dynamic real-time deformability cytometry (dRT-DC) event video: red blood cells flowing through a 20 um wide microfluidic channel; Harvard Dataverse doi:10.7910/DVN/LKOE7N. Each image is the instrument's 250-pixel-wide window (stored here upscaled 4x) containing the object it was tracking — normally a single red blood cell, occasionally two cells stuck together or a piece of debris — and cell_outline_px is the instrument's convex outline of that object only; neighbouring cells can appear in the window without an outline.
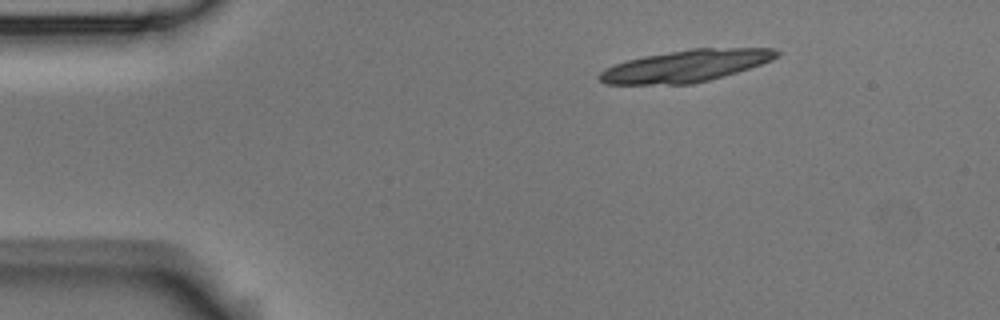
{"species": "Egyptian fruit bat (a non-hibernating species)", "species_latin": "Rousettus aegyptiacus", "temperature_condition": "room temperature", "stored_images_in_passage": 4, "camera_frame_rate_fps": 3000, "um_per_image_px": 0.085, "animal": {"sex": "male"}, "frame": {"image": 1, "passage_image": 1, "time_ms": 0.0, "image_size_px": [1000, 320], "cell_outline_px": [[780, 56], [772, 60], [736, 72], [708, 80], [692, 84], [604, 84], [596, 76], [604, 68], [628, 60], [644, 56], [692, 48], [776, 48], [780, 52]], "centroid_in_image_um": [58.29, 5.6], "position_along_channel_um": 26.7, "area_um2": 32.83}}